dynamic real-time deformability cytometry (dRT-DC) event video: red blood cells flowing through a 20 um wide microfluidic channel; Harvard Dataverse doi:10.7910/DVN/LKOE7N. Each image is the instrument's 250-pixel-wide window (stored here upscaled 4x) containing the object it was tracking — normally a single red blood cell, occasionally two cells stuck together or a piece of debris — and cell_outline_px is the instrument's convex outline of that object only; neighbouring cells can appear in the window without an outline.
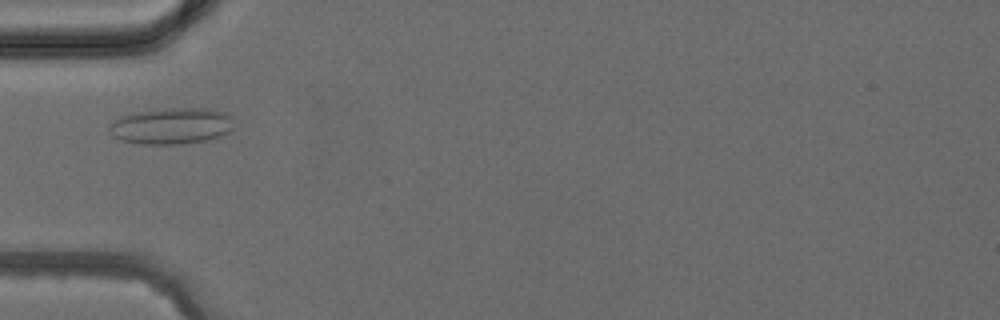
{"species": "common noctule bat (a hibernating species)", "species_latin": "Nyctalus noctula", "temperature_condition": "cold", "stored_images_in_passage": 1, "camera_frame_rate_fps": 3000, "um_per_image_px": 0.085, "animal": {"sex": "female", "body_mass_g": 24.6, "forearm_length_mm": 56.2}, "frame": {"image": 1, "passage_image": 1, "time_ms": 0.0, "image_size_px": [1000, 320], "cell_outline_px": [[232, 128], [228, 132], [220, 136], [208, 140], [180, 144], [140, 144], [120, 140], [112, 136], [108, 132], [108, 128], [112, 120], [120, 116], [132, 112], [168, 108], [208, 108], [224, 112], [232, 116]], "centroid_in_image_um": [14.52, 10.7], "position_along_channel_um": 70.5, "area_um2": 26.76}}